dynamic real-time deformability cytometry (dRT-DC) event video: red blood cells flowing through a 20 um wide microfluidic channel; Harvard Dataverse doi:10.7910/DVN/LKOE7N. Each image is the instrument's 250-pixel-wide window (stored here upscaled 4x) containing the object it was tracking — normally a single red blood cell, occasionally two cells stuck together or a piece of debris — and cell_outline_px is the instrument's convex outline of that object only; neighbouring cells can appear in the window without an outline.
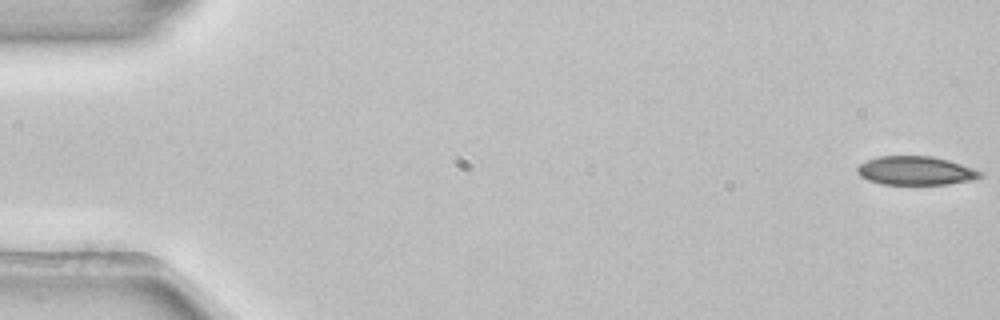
{"species": "common noctule bat (a hibernating species)", "species_latin": "Nyctalus noctula", "temperature_condition": "room temperature", "stored_images_in_passage": 4, "camera_frame_rate_fps": 3000, "um_per_image_px": 0.085, "animal": {"sex": "female", "body_mass_g": 22.7, "forearm_length_mm": 54.2}, "frame": {"image": 1, "passage_image": 1, "time_ms": 0.0, "image_size_px": [1000, 320], "cell_outline_px": [[984, 176], [972, 180], [948, 184], [880, 184], [868, 180], [860, 176], [856, 172], [856, 168], [860, 164], [876, 156], [932, 156], [948, 160], [972, 168], [980, 172]], "centroid_in_image_um": [77.79, 14.51], "position_along_channel_um": 7.2, "area_um2": 20.52}}
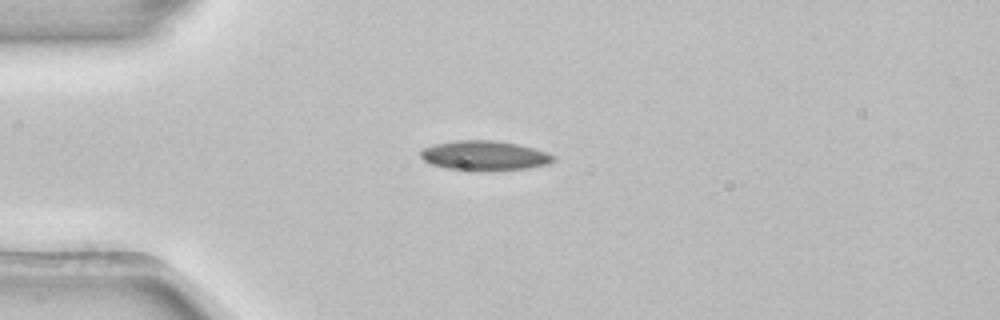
{"frame": {"image": 2, "passage_image": 3, "time_ms": 0.667, "image_size_px": [1000, 320], "cell_outline_px": [[556, 160], [548, 164], [528, 168], [444, 168], [432, 164], [424, 160], [420, 156], [420, 152], [424, 148], [436, 144], [456, 140], [496, 140], [516, 144], [532, 148], [556, 156]], "centroid_in_image_um": [41.18, 13.18], "position_along_channel_um": 43.8, "area_um2": 21.91}}